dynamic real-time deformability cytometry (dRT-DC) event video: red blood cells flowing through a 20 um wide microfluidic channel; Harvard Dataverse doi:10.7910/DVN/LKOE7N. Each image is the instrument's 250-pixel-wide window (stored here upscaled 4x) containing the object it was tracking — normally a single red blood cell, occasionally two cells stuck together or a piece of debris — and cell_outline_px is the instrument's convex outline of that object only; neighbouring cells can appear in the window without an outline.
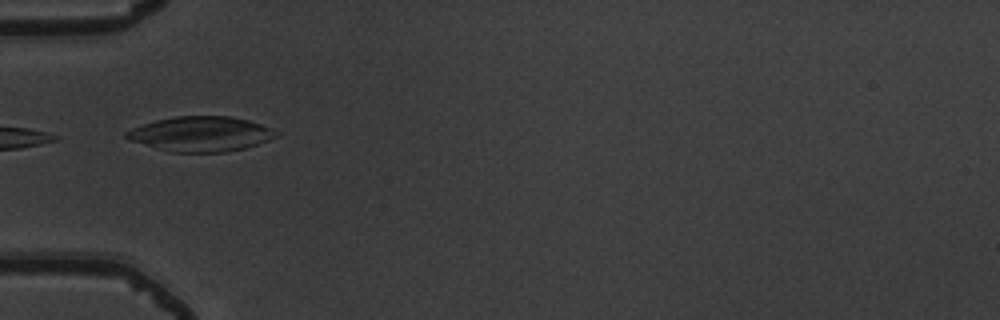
{"species": "common noctule bat (a hibernating species)", "species_latin": "Nyctalus noctula", "temperature_condition": "warm", "stored_images_in_passage": 6, "camera_frame_rate_fps": 3000, "um_per_image_px": 0.085, "animal": {"sex": "male", "body_mass_g": 19.5, "forearm_length_mm": 54.6}, "frame": {"image": 1, "passage_image": 6, "time_ms": 1.667, "image_size_px": [1000, 320], "cell_outline_px": [[280, 136], [244, 148], [228, 152], [168, 152], [128, 140], [124, 136], [124, 132], [132, 128], [156, 120], [176, 116], [232, 116], [248, 120], [260, 124], [280, 132]], "centroid_in_image_um": [17.06, 11.39], "position_along_channel_um": 67.9, "area_um2": 30.63}}